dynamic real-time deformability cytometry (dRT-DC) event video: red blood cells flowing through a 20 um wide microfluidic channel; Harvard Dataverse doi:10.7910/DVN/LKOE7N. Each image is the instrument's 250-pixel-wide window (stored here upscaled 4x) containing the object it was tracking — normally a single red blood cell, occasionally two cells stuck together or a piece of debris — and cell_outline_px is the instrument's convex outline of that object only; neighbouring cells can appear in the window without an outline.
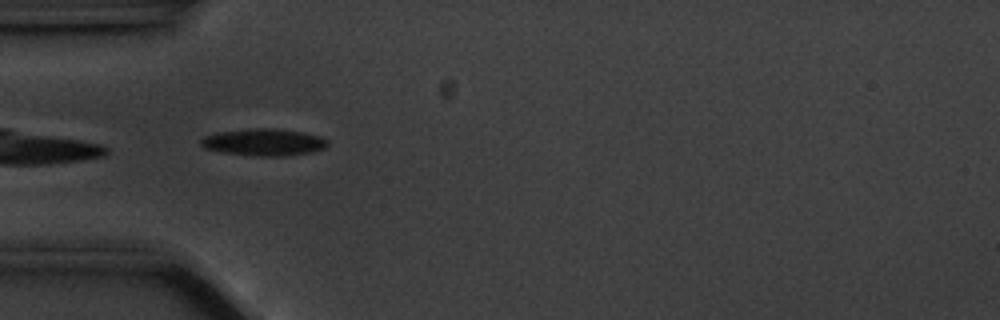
{"species": "common noctule bat (a hibernating species)", "species_latin": "Nyctalus noctula", "temperature_condition": "cold", "stored_images_in_passage": 40, "camera_frame_rate_fps": 3000, "um_per_image_px": 0.085, "animal": {"sex": "male", "body_mass_g": 20.1, "forearm_length_mm": 53.5}, "frame": {"image": 1, "passage_image": 1, "time_ms": 0.0, "image_size_px": [1000, 320], "cell_outline_px": [[328, 144], [324, 148], [312, 152], [280, 156], [256, 156], [224, 152], [204, 148], [200, 144], [200, 140], [204, 136], [216, 132], [256, 128], [276, 128], [304, 132], [320, 136], [328, 140]], "centroid_in_image_um": [22.43, 12.08], "position_along_channel_um": 62.6, "area_um2": 19.94}}
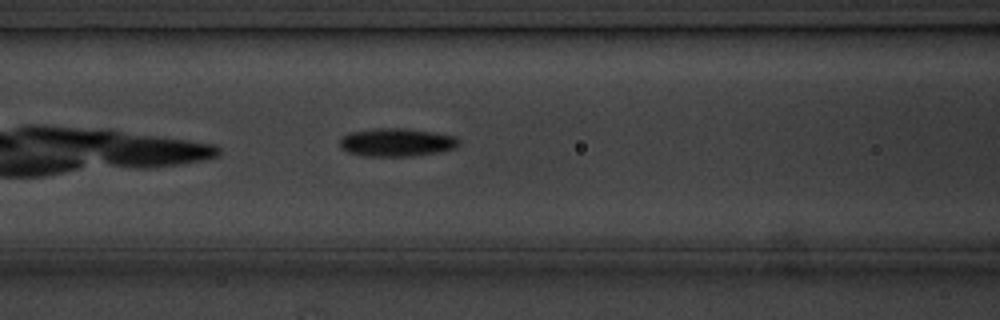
{"frame": {"image": 2, "passage_image": 7, "time_ms": 2.0, "image_size_px": [1000, 320], "cell_outline_px": [[460, 144], [456, 148], [436, 152], [412, 156], [364, 156], [348, 152], [340, 148], [340, 140], [348, 132], [380, 128], [404, 128], [432, 132], [456, 136], [460, 140]], "centroid_in_image_um": [33.72, 12.1], "position_along_channel_um": 132.9, "area_um2": 19.54}}
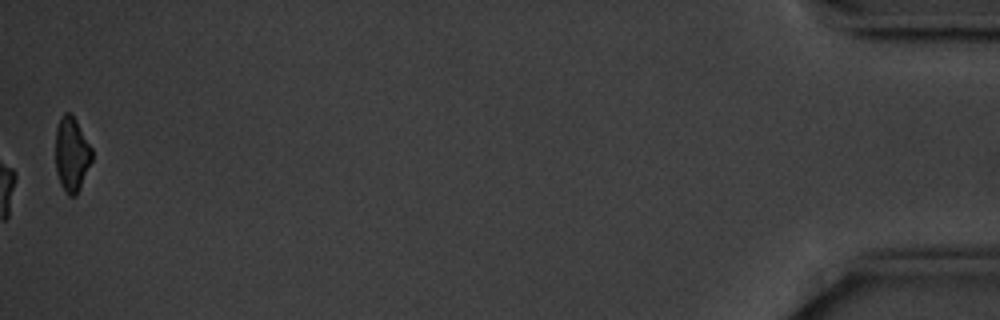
{"frame": {"image": 3, "passage_image": 40, "time_ms": 13.0, "image_size_px": [1000, 320], "cell_outline_px": [[92, 160], [80, 188], [76, 196], [68, 196], [60, 184], [56, 172], [56, 128], [60, 116], [64, 112], [68, 112], [76, 120], [92, 148]], "centroid_in_image_um": [6.09, 13.12], "position_along_channel_um": 429.1, "area_um2": 15.84}}